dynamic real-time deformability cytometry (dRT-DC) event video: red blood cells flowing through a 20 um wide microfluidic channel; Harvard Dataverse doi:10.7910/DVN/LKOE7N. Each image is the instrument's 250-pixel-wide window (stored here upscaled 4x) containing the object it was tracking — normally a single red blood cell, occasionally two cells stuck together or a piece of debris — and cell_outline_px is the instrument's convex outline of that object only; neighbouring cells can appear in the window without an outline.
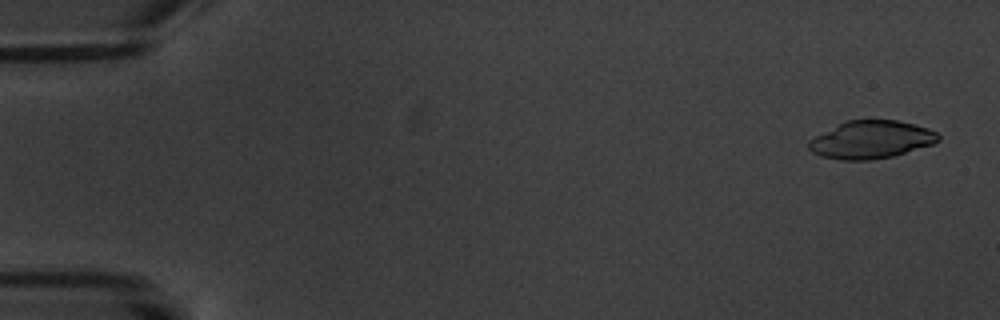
{"species": "common noctule bat (a hibernating species)", "species_latin": "Nyctalus noctula", "temperature_condition": "warm", "stored_images_in_passage": 6, "camera_frame_rate_fps": 3000, "um_per_image_px": 0.085, "animal": {"sex": "male", "body_mass_g": 20.1, "forearm_length_mm": 53.5}, "frame": {"image": 1, "passage_image": 1, "time_ms": 0.0, "image_size_px": [1000, 320], "cell_outline_px": [[940, 140], [932, 144], [892, 156], [872, 160], [840, 160], [820, 156], [812, 152], [808, 148], [808, 140], [848, 120], [900, 120], [928, 128], [936, 132], [940, 136]], "centroid_in_image_um": [74.05, 11.88], "position_along_channel_um": 11.0, "area_um2": 28.32}}
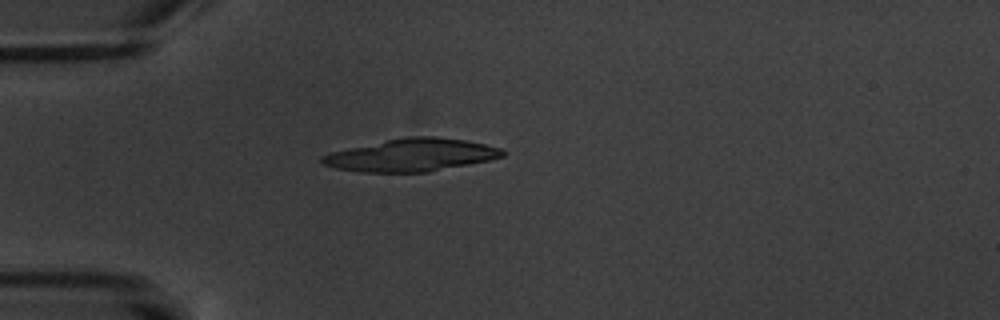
{"frame": {"image": 2, "passage_image": 5, "time_ms": 4.667, "image_size_px": [1000, 320], "cell_outline_px": [[504, 156], [488, 160], [428, 172], [360, 172], [336, 168], [324, 164], [320, 160], [320, 156], [332, 152], [404, 136], [436, 136], [464, 140], [484, 144], [500, 148], [504, 152]], "centroid_in_image_um": [34.96, 13.18], "position_along_channel_um": 50.0, "area_um2": 33.93}}